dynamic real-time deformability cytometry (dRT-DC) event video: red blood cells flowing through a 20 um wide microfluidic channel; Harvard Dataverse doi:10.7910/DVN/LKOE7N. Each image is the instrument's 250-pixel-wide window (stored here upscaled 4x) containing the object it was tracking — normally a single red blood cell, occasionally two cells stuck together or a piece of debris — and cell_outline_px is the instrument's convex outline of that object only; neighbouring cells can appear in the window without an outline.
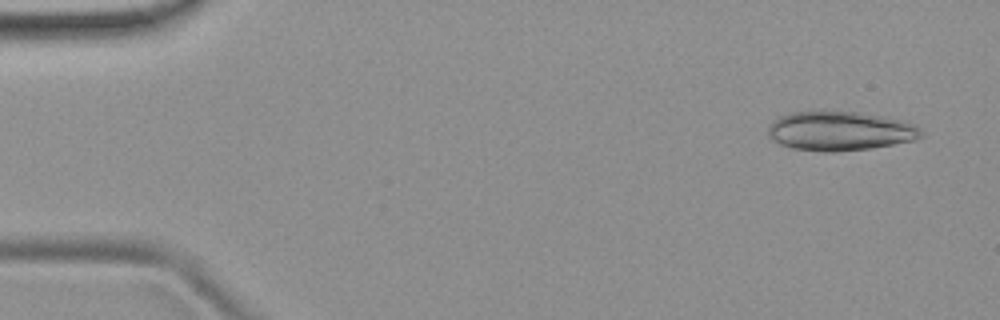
{"species": "common noctule bat (a hibernating species)", "species_latin": "Nyctalus noctula", "temperature_condition": "room temperature", "stored_images_in_passage": 4, "camera_frame_rate_fps": 3000, "um_per_image_px": 0.085, "animal": {"sex": "female", "body_mass_g": 19.9}, "frame": {"image": 1, "passage_image": 1, "time_ms": 0.0, "image_size_px": [1000, 320], "cell_outline_px": [[924, 136], [916, 140], [872, 148], [836, 152], [824, 152], [792, 148], [780, 144], [772, 140], [768, 136], [768, 124], [772, 120], [788, 112], [820, 108], [832, 108], [860, 112], [904, 120], [920, 128], [924, 132]], "centroid_in_image_um": [71.36, 11.08], "position_along_channel_um": 13.6, "area_um2": 36.53}}